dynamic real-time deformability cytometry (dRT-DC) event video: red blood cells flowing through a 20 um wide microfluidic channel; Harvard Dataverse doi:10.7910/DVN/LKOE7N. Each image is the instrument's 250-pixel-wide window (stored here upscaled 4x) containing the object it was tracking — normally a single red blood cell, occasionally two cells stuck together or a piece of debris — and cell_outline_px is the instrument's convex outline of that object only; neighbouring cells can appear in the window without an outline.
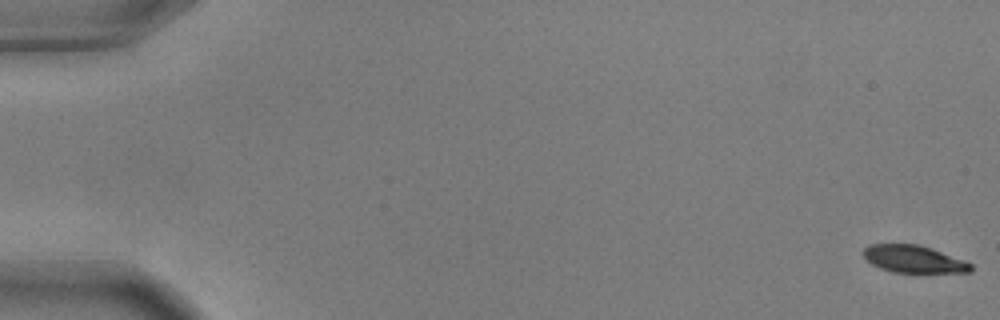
{"species": "common noctule bat (a hibernating species)", "species_latin": "Nyctalus noctula", "temperature_condition": "warm", "stored_images_in_passage": 56, "camera_frame_rate_fps": 3000, "um_per_image_px": 0.085, "animal": {"sex": "male", "body_mass_g": 17.9, "forearm_length_mm": 54.2}, "frame": {"image": 1, "passage_image": 1, "time_ms": 0.0, "image_size_px": [1000, 320], "cell_outline_px": [[972, 272], [892, 272], [880, 268], [864, 260], [860, 252], [868, 244], [920, 244], [932, 248], [964, 260], [972, 264]], "centroid_in_image_um": [77.6, 22.01], "position_along_channel_um": 7.4, "area_um2": 17.34}}
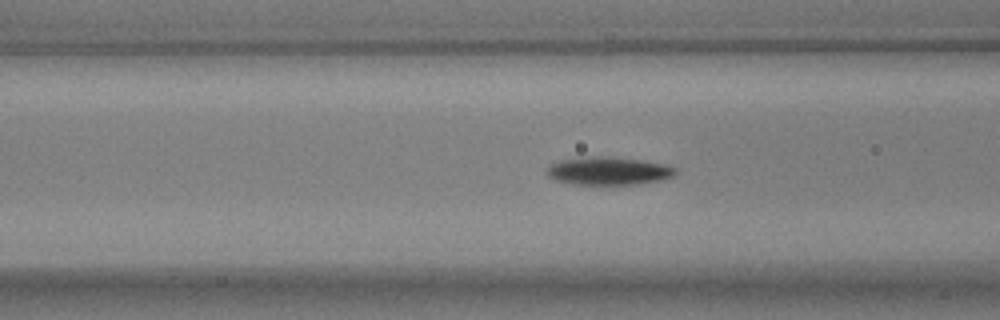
{"frame": {"image": 2, "passage_image": 23, "time_ms": 7.333, "image_size_px": [1000, 320], "cell_outline_px": [[676, 172], [672, 176], [664, 180], [636, 184], [576, 184], [556, 180], [548, 176], [544, 168], [560, 160], [604, 156], [640, 160], [664, 164], [676, 168]], "centroid_in_image_um": [51.73, 14.54], "position_along_channel_um": 114.9, "area_um2": 20.69}}
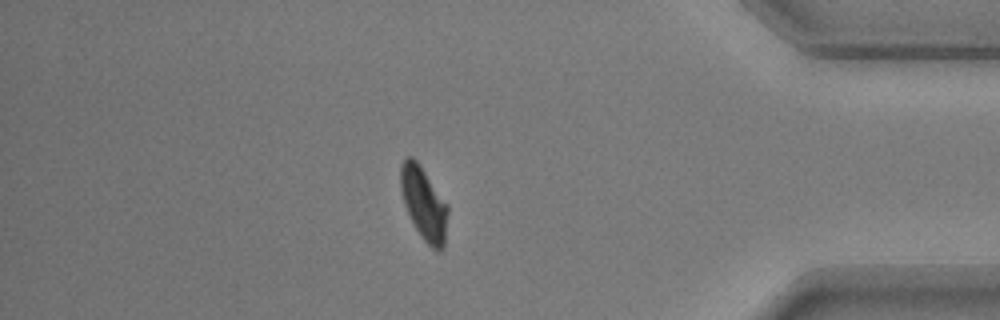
{"frame": {"image": 3, "passage_image": 49, "time_ms": 16.0, "image_size_px": [1000, 320], "cell_outline_px": [[448, 212], [444, 248], [440, 252], [436, 252], [420, 236], [404, 204], [400, 188], [400, 164], [408, 156], [412, 156], [420, 164], [448, 204]], "centroid_in_image_um": [36.04, 17.3], "position_along_channel_um": 399.2, "area_um2": 20.23}, "authors_computed_cell_mechanics": {"area_um2": 20.3745, "velocity_mm_per_s": 3.6447, "shape_relaxation_time_tau1_ms": 2.8373, "shape_relaxation_time_tau2_ms": null, "deformation_change_tau1": 0.1397, "deformation_change_tau2": null}}